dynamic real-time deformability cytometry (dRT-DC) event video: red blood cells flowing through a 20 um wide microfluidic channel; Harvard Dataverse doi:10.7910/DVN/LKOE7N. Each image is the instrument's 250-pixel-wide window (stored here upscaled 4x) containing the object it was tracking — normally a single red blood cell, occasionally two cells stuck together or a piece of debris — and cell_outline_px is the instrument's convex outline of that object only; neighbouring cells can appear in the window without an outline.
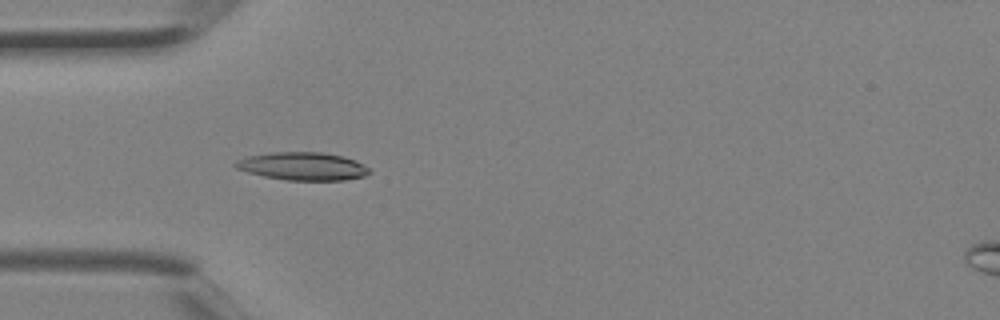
{"species": "Egyptian fruit bat (a non-hibernating species)", "species_latin": "Rousettus aegyptiacus", "temperature_condition": "room temperature", "stored_images_in_passage": 4, "camera_frame_rate_fps": 3000, "um_per_image_px": 0.085, "animal": {"sex": "female"}, "frame": {"image": 1, "passage_image": 4, "time_ms": 1.0, "image_size_px": [1000, 320], "cell_outline_px": [[372, 172], [364, 176], [344, 180], [288, 180], [264, 176], [248, 172], [236, 168], [232, 164], [236, 160], [248, 156], [272, 152], [320, 152], [344, 156], [356, 160], [372, 168]], "centroid_in_image_um": [25.77, 14.12], "position_along_channel_um": 59.2, "area_um2": 21.96}}